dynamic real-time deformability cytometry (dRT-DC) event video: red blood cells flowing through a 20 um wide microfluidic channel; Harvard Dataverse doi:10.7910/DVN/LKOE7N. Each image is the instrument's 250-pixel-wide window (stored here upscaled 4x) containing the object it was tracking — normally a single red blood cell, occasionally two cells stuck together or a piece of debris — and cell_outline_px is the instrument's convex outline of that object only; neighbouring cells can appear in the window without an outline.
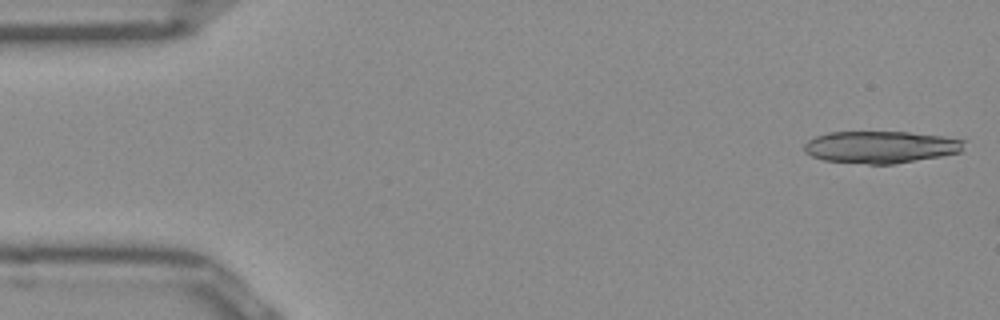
{"species": "Egyptian fruit bat (a non-hibernating species)", "species_latin": "Rousettus aegyptiacus", "temperature_condition": "room temperature", "stored_images_in_passage": 7, "camera_frame_rate_fps": 3000, "um_per_image_px": 0.085, "frame": {"image": 1, "passage_image": 1, "time_ms": 0.0, "image_size_px": [1000, 320], "cell_outline_px": [[964, 140], [960, 152], [940, 156], [892, 164], [868, 164], [824, 160], [812, 156], [804, 152], [804, 144], [808, 140], [816, 136], [828, 132], [908, 132], [944, 136]], "centroid_in_image_um": [74.82, 12.49], "position_along_channel_um": 10.2, "area_um2": 29.71}}